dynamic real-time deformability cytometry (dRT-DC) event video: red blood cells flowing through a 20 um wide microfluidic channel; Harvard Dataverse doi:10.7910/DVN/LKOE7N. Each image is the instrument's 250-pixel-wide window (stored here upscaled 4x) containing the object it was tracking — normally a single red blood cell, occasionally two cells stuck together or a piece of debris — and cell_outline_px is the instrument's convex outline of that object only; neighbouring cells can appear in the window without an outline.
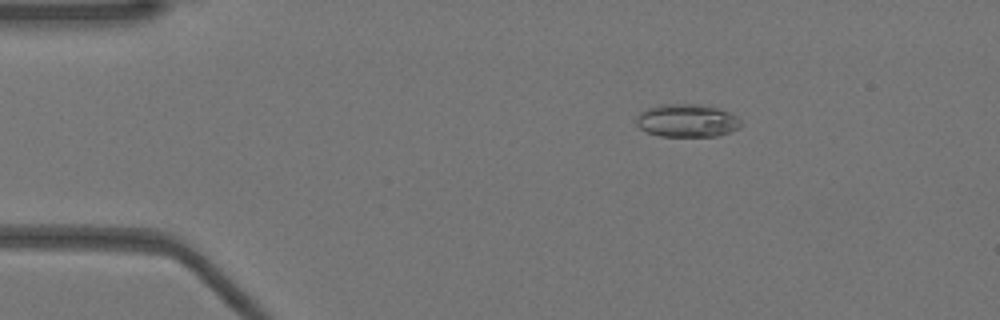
{"species": "Egyptian fruit bat (a non-hibernating species)", "species_latin": "Rousettus aegyptiacus", "temperature_condition": "warm", "stored_images_in_passage": 52, "camera_frame_rate_fps": 3000, "um_per_image_px": 0.085, "animal": {"sex": "female"}, "frame": {"image": 1, "passage_image": 9, "time_ms": 2.667, "image_size_px": [1000, 320], "cell_outline_px": [[740, 128], [716, 136], [660, 136], [648, 132], [640, 128], [636, 124], [636, 116], [640, 112], [648, 108], [660, 104], [700, 104], [720, 108], [736, 116], [740, 120]], "centroid_in_image_um": [58.38, 10.24], "position_along_channel_um": 26.6, "area_um2": 20.11}}
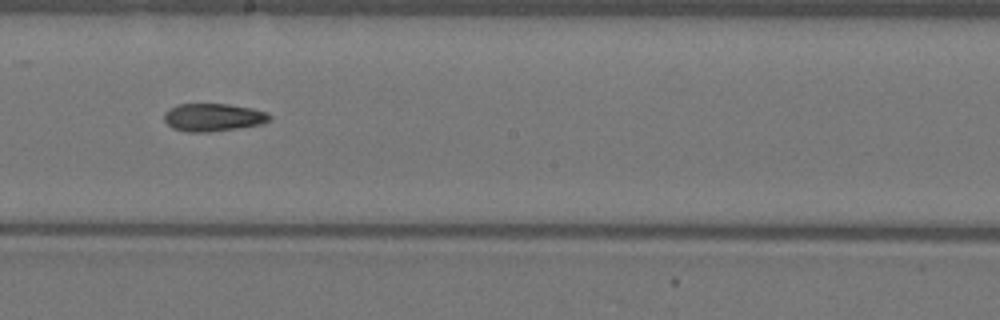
{"frame": {"image": 2, "passage_image": 29, "time_ms": 9.333, "image_size_px": [1000, 320], "cell_outline_px": [[272, 116], [264, 124], [240, 128], [208, 132], [188, 132], [172, 128], [164, 120], [164, 112], [168, 108], [176, 104], [228, 104], [252, 108], [268, 112]], "centroid_in_image_um": [18.12, 9.97], "position_along_channel_um": 230.1, "area_um2": 17.34}}
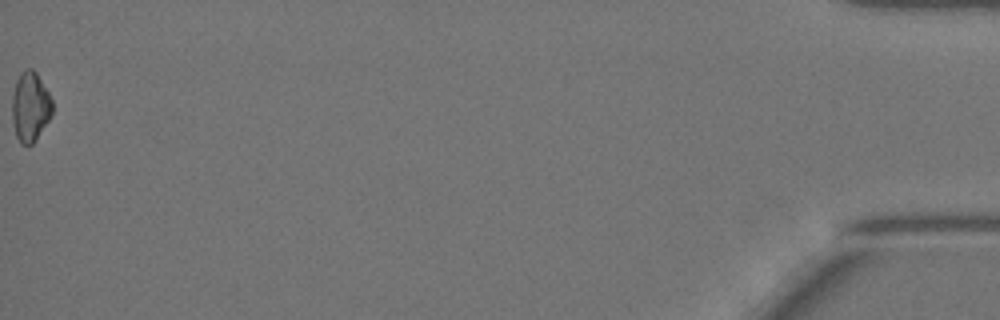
{"frame": {"image": 3, "passage_image": 52, "time_ms": 17.0, "image_size_px": [1000, 320], "cell_outline_px": [[52, 116], [36, 140], [32, 144], [20, 144], [16, 136], [12, 120], [12, 96], [16, 80], [20, 72], [24, 68], [32, 68], [36, 72], [48, 92], [52, 100]], "centroid_in_image_um": [2.57, 9.07], "position_along_channel_um": 432.6, "area_um2": 16.53}, "authors_computed_cell_mechanics": {"area_um2": 17.4556, "velocity_mm_per_s": 3.9756, "shape_relaxation_time_tau1_ms": 8.3211, "shape_relaxation_time_tau2_ms": 5.219, "deformation_change_tau1": 0.215, "deformation_change_tau2": 0.0977}}